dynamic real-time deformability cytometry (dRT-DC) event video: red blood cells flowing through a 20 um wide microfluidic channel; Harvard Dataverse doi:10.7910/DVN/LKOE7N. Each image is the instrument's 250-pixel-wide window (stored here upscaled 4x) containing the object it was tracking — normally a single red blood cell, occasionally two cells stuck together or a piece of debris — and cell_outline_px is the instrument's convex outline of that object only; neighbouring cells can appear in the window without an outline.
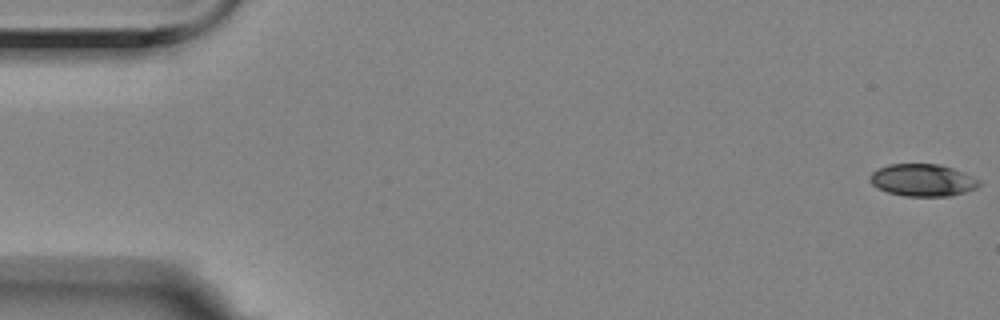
{"species": "Egyptian fruit bat (a non-hibernating species)", "species_latin": "Rousettus aegyptiacus", "temperature_condition": "room temperature", "stored_images_in_passage": 14, "camera_frame_rate_fps": 3000, "um_per_image_px": 0.085, "animal": {"sex": "female"}, "frame": {"image": 1, "passage_image": 1, "time_ms": 0.0, "image_size_px": [1000, 320], "cell_outline_px": [[980, 184], [976, 188], [952, 196], [904, 196], [888, 192], [876, 188], [868, 180], [868, 176], [876, 168], [888, 164], [940, 164], [952, 168], [972, 176], [980, 180]], "centroid_in_image_um": [78.37, 15.31], "position_along_channel_um": 6.6, "area_um2": 20.69}}
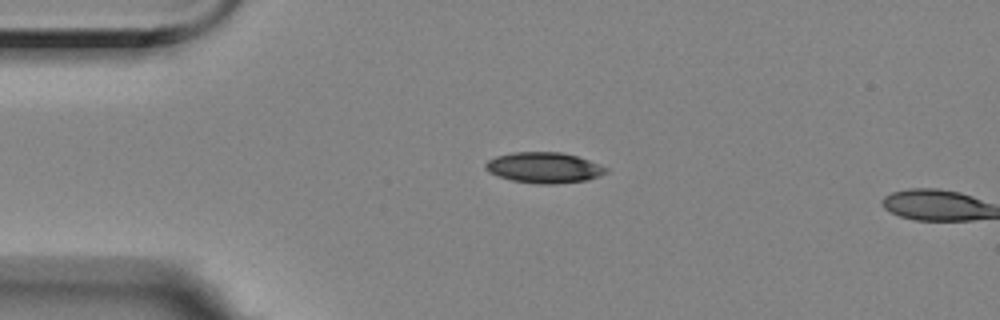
{"frame": {"image": 2, "passage_image": 13, "time_ms": 4.0, "image_size_px": [1000, 320], "cell_outline_px": [[608, 172], [600, 176], [588, 180], [552, 184], [536, 184], [512, 180], [496, 176], [488, 172], [484, 168], [484, 164], [488, 160], [496, 156], [512, 152], [560, 152], [576, 156], [588, 160], [608, 168]], "centroid_in_image_um": [46.21, 14.25], "position_along_channel_um": 38.8, "area_um2": 21.68}}